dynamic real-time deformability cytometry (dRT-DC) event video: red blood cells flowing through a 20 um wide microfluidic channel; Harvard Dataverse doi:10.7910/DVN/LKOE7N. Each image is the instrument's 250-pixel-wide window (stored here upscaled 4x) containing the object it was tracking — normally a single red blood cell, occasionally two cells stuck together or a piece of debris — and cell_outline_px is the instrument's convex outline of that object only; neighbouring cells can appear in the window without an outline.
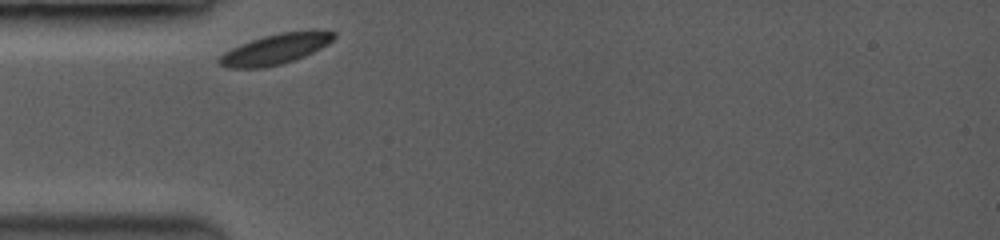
{"species": "common noctule bat (a hibernating species)", "species_latin": "Nyctalus noctula", "temperature_condition": "room temperature", "stored_images_in_passage": 4, "camera_frame_rate_fps": 3500, "um_per_image_px": 0.085, "animal": {"sex": "female", "body_mass_g": 19.0, "forearm_length_mm": 53.3}, "frame": {"image": 1, "passage_image": 1, "time_ms": 0.0, "image_size_px": [1000, 240], "cell_outline_px": [[336, 36], [328, 44], [304, 56], [280, 64], [264, 68], [228, 68], [220, 64], [216, 60], [224, 52], [232, 48], [252, 40], [264, 36], [280, 32], [312, 28], [336, 32]], "centroid_in_image_um": [23.46, 4.14], "position_along_channel_um": 61.5, "area_um2": 20.46}}